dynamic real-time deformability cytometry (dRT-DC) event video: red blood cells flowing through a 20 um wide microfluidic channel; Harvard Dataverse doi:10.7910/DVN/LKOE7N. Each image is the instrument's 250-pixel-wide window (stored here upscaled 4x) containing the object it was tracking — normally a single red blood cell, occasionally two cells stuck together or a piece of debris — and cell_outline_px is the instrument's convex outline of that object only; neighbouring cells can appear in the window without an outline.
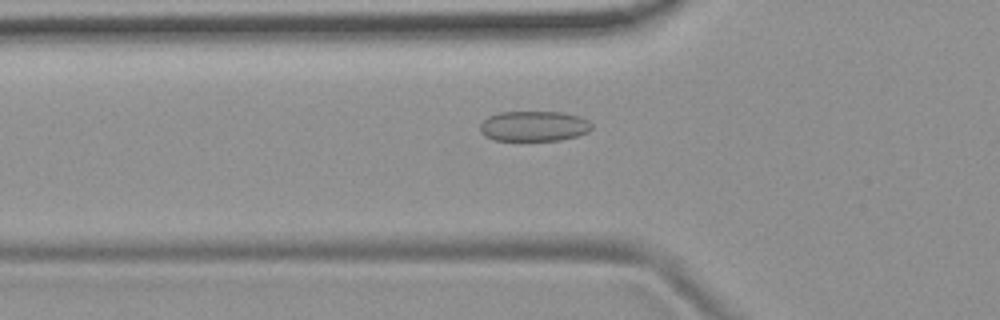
{"species": "common noctule bat (a hibernating species)", "species_latin": "Nyctalus noctula", "temperature_condition": "room temperature", "stored_images_in_passage": 54, "camera_frame_rate_fps": 3000, "um_per_image_px": 0.085, "animal": {"sex": "female", "body_mass_g": 19.9}, "frame": {"image": 1, "passage_image": 19, "time_ms": 6.0, "image_size_px": [1000, 320], "cell_outline_px": [[592, 128], [588, 132], [576, 136], [560, 140], [492, 140], [484, 136], [480, 132], [480, 124], [488, 116], [500, 112], [564, 112], [580, 116], [588, 120], [592, 124]], "centroid_in_image_um": [45.38, 10.72], "position_along_channel_um": 80.4, "area_um2": 19.83}}
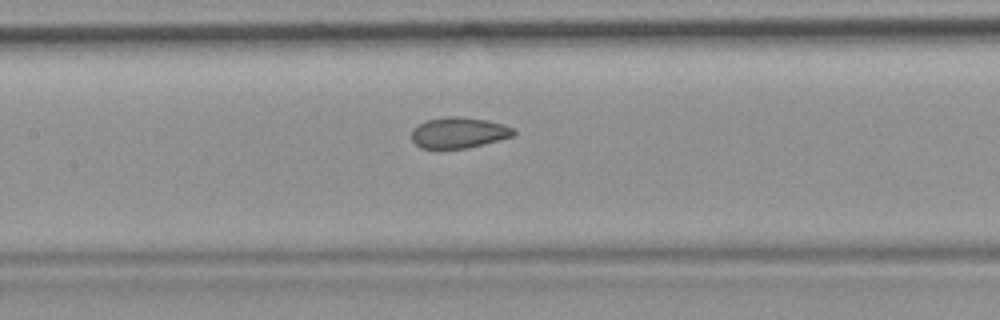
{"frame": {"image": 2, "passage_image": 26, "time_ms": 8.333, "image_size_px": [1000, 320], "cell_outline_px": [[516, 136], [468, 148], [420, 148], [412, 140], [412, 128], [428, 120], [444, 116], [460, 116], [484, 120], [504, 124], [516, 128]], "centroid_in_image_um": [39.05, 11.27], "position_along_channel_um": 168.4, "area_um2": 18.5}}
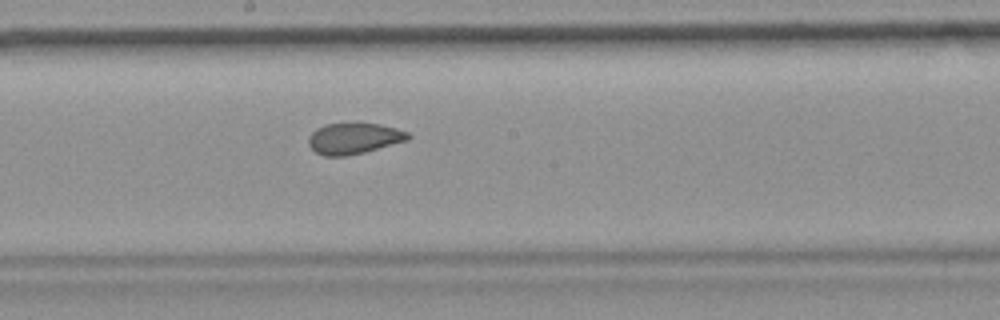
{"frame": {"image": 3, "passage_image": 30, "time_ms": 9.667, "image_size_px": [1000, 320], "cell_outline_px": [[412, 136], [408, 140], [364, 152], [344, 156], [324, 156], [316, 152], [308, 144], [308, 136], [316, 128], [324, 124], [380, 124], [396, 128], [408, 132]], "centroid_in_image_um": [30.07, 11.77], "position_along_channel_um": 218.1, "area_um2": 17.86}, "authors_computed_cell_mechanics": {"area_um2": 19.5075, "velocity_mm_per_s": 3.7447, "shape_relaxation_time_tau1_ms": null, "shape_relaxation_time_tau2_ms": 1.2968, "deformation_change_tau1": null, "deformation_change_tau2": 0.0623}}